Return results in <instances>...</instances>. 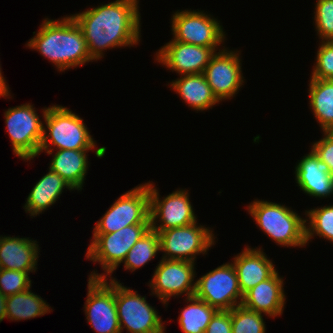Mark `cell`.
Wrapping results in <instances>:
<instances>
[{
	"label": "cell",
	"mask_w": 333,
	"mask_h": 333,
	"mask_svg": "<svg viewBox=\"0 0 333 333\" xmlns=\"http://www.w3.org/2000/svg\"><path fill=\"white\" fill-rule=\"evenodd\" d=\"M138 0H116L72 15L82 29L92 60L107 48L132 46L140 41Z\"/></svg>",
	"instance_id": "1"
},
{
	"label": "cell",
	"mask_w": 333,
	"mask_h": 333,
	"mask_svg": "<svg viewBox=\"0 0 333 333\" xmlns=\"http://www.w3.org/2000/svg\"><path fill=\"white\" fill-rule=\"evenodd\" d=\"M27 47L38 50L42 56L54 63L58 71L93 61L82 29L72 16L61 20L44 19Z\"/></svg>",
	"instance_id": "2"
},
{
	"label": "cell",
	"mask_w": 333,
	"mask_h": 333,
	"mask_svg": "<svg viewBox=\"0 0 333 333\" xmlns=\"http://www.w3.org/2000/svg\"><path fill=\"white\" fill-rule=\"evenodd\" d=\"M42 110L47 128H43L39 154L43 150L52 154L53 148H49L52 145L57 150H93L96 147L83 119L70 109L54 105Z\"/></svg>",
	"instance_id": "3"
},
{
	"label": "cell",
	"mask_w": 333,
	"mask_h": 333,
	"mask_svg": "<svg viewBox=\"0 0 333 333\" xmlns=\"http://www.w3.org/2000/svg\"><path fill=\"white\" fill-rule=\"evenodd\" d=\"M247 209L257 226L278 245L305 246L308 219L284 205L262 200L252 202Z\"/></svg>",
	"instance_id": "4"
},
{
	"label": "cell",
	"mask_w": 333,
	"mask_h": 333,
	"mask_svg": "<svg viewBox=\"0 0 333 333\" xmlns=\"http://www.w3.org/2000/svg\"><path fill=\"white\" fill-rule=\"evenodd\" d=\"M150 229V224H135L113 233L93 234L86 259L99 262L105 274L91 272L89 278H107L125 260L131 247ZM104 274V275H103ZM106 275V276H105Z\"/></svg>",
	"instance_id": "5"
},
{
	"label": "cell",
	"mask_w": 333,
	"mask_h": 333,
	"mask_svg": "<svg viewBox=\"0 0 333 333\" xmlns=\"http://www.w3.org/2000/svg\"><path fill=\"white\" fill-rule=\"evenodd\" d=\"M110 278L115 281V302L121 333L123 328L128 333H165L161 317L147 303L145 296Z\"/></svg>",
	"instance_id": "6"
},
{
	"label": "cell",
	"mask_w": 333,
	"mask_h": 333,
	"mask_svg": "<svg viewBox=\"0 0 333 333\" xmlns=\"http://www.w3.org/2000/svg\"><path fill=\"white\" fill-rule=\"evenodd\" d=\"M135 224H150L147 183L122 194L96 222L93 234L113 233Z\"/></svg>",
	"instance_id": "7"
},
{
	"label": "cell",
	"mask_w": 333,
	"mask_h": 333,
	"mask_svg": "<svg viewBox=\"0 0 333 333\" xmlns=\"http://www.w3.org/2000/svg\"><path fill=\"white\" fill-rule=\"evenodd\" d=\"M33 105L23 104L5 111L6 128L13 146V153L25 160L39 155L44 125Z\"/></svg>",
	"instance_id": "8"
},
{
	"label": "cell",
	"mask_w": 333,
	"mask_h": 333,
	"mask_svg": "<svg viewBox=\"0 0 333 333\" xmlns=\"http://www.w3.org/2000/svg\"><path fill=\"white\" fill-rule=\"evenodd\" d=\"M195 282L194 296L217 310H232L242 304L244 295L232 263L217 267Z\"/></svg>",
	"instance_id": "9"
},
{
	"label": "cell",
	"mask_w": 333,
	"mask_h": 333,
	"mask_svg": "<svg viewBox=\"0 0 333 333\" xmlns=\"http://www.w3.org/2000/svg\"><path fill=\"white\" fill-rule=\"evenodd\" d=\"M212 232L209 228L198 226L197 222L157 232L160 251L165 252L162 259L195 262L196 254H206L214 244Z\"/></svg>",
	"instance_id": "10"
},
{
	"label": "cell",
	"mask_w": 333,
	"mask_h": 333,
	"mask_svg": "<svg viewBox=\"0 0 333 333\" xmlns=\"http://www.w3.org/2000/svg\"><path fill=\"white\" fill-rule=\"evenodd\" d=\"M88 294L84 305L86 319L96 333H121L115 302V281L88 278Z\"/></svg>",
	"instance_id": "11"
},
{
	"label": "cell",
	"mask_w": 333,
	"mask_h": 333,
	"mask_svg": "<svg viewBox=\"0 0 333 333\" xmlns=\"http://www.w3.org/2000/svg\"><path fill=\"white\" fill-rule=\"evenodd\" d=\"M171 19L175 41L202 47H217L224 42L220 23L202 11H177Z\"/></svg>",
	"instance_id": "12"
},
{
	"label": "cell",
	"mask_w": 333,
	"mask_h": 333,
	"mask_svg": "<svg viewBox=\"0 0 333 333\" xmlns=\"http://www.w3.org/2000/svg\"><path fill=\"white\" fill-rule=\"evenodd\" d=\"M149 186V214L150 228L161 232L169 228L186 226L197 222L193 207L186 190H177L170 193L162 201L158 190L152 183ZM160 221L158 226L157 220ZM157 224V225H156Z\"/></svg>",
	"instance_id": "13"
},
{
	"label": "cell",
	"mask_w": 333,
	"mask_h": 333,
	"mask_svg": "<svg viewBox=\"0 0 333 333\" xmlns=\"http://www.w3.org/2000/svg\"><path fill=\"white\" fill-rule=\"evenodd\" d=\"M194 262L172 259H162L156 266L151 279L152 293L157 295L163 304H167L170 297L183 293L188 297L195 294Z\"/></svg>",
	"instance_id": "14"
},
{
	"label": "cell",
	"mask_w": 333,
	"mask_h": 333,
	"mask_svg": "<svg viewBox=\"0 0 333 333\" xmlns=\"http://www.w3.org/2000/svg\"><path fill=\"white\" fill-rule=\"evenodd\" d=\"M239 53L222 49L215 53L203 72L217 100L231 99L243 85Z\"/></svg>",
	"instance_id": "15"
},
{
	"label": "cell",
	"mask_w": 333,
	"mask_h": 333,
	"mask_svg": "<svg viewBox=\"0 0 333 333\" xmlns=\"http://www.w3.org/2000/svg\"><path fill=\"white\" fill-rule=\"evenodd\" d=\"M217 47H202L172 39L156 54V60L179 75L200 74L209 64Z\"/></svg>",
	"instance_id": "16"
},
{
	"label": "cell",
	"mask_w": 333,
	"mask_h": 333,
	"mask_svg": "<svg viewBox=\"0 0 333 333\" xmlns=\"http://www.w3.org/2000/svg\"><path fill=\"white\" fill-rule=\"evenodd\" d=\"M295 169L296 183L304 193L316 198L333 194V175L328 165L320 160L312 149L303 156Z\"/></svg>",
	"instance_id": "17"
},
{
	"label": "cell",
	"mask_w": 333,
	"mask_h": 333,
	"mask_svg": "<svg viewBox=\"0 0 333 333\" xmlns=\"http://www.w3.org/2000/svg\"><path fill=\"white\" fill-rule=\"evenodd\" d=\"M283 289V278L275 271L244 294L242 305L270 317L280 316L286 304Z\"/></svg>",
	"instance_id": "18"
},
{
	"label": "cell",
	"mask_w": 333,
	"mask_h": 333,
	"mask_svg": "<svg viewBox=\"0 0 333 333\" xmlns=\"http://www.w3.org/2000/svg\"><path fill=\"white\" fill-rule=\"evenodd\" d=\"M232 264L235 267L243 295L261 281L268 279L276 271L272 261L260 248L245 247L242 253L235 256Z\"/></svg>",
	"instance_id": "19"
},
{
	"label": "cell",
	"mask_w": 333,
	"mask_h": 333,
	"mask_svg": "<svg viewBox=\"0 0 333 333\" xmlns=\"http://www.w3.org/2000/svg\"><path fill=\"white\" fill-rule=\"evenodd\" d=\"M29 238L0 236V268L21 272H35L38 244Z\"/></svg>",
	"instance_id": "20"
},
{
	"label": "cell",
	"mask_w": 333,
	"mask_h": 333,
	"mask_svg": "<svg viewBox=\"0 0 333 333\" xmlns=\"http://www.w3.org/2000/svg\"><path fill=\"white\" fill-rule=\"evenodd\" d=\"M65 188L73 190L59 174L49 168V172L34 185L28 195L24 206L26 213L34 217L39 215L57 201Z\"/></svg>",
	"instance_id": "21"
},
{
	"label": "cell",
	"mask_w": 333,
	"mask_h": 333,
	"mask_svg": "<svg viewBox=\"0 0 333 333\" xmlns=\"http://www.w3.org/2000/svg\"><path fill=\"white\" fill-rule=\"evenodd\" d=\"M180 97L194 110H207L219 103L203 73L182 75L170 83Z\"/></svg>",
	"instance_id": "22"
},
{
	"label": "cell",
	"mask_w": 333,
	"mask_h": 333,
	"mask_svg": "<svg viewBox=\"0 0 333 333\" xmlns=\"http://www.w3.org/2000/svg\"><path fill=\"white\" fill-rule=\"evenodd\" d=\"M49 168L59 174L73 190H81L88 169L89 150H55Z\"/></svg>",
	"instance_id": "23"
},
{
	"label": "cell",
	"mask_w": 333,
	"mask_h": 333,
	"mask_svg": "<svg viewBox=\"0 0 333 333\" xmlns=\"http://www.w3.org/2000/svg\"><path fill=\"white\" fill-rule=\"evenodd\" d=\"M310 107L323 132H333V79H310Z\"/></svg>",
	"instance_id": "24"
},
{
	"label": "cell",
	"mask_w": 333,
	"mask_h": 333,
	"mask_svg": "<svg viewBox=\"0 0 333 333\" xmlns=\"http://www.w3.org/2000/svg\"><path fill=\"white\" fill-rule=\"evenodd\" d=\"M50 307L30 288L24 292L7 296L6 318L10 320H26L50 313Z\"/></svg>",
	"instance_id": "25"
},
{
	"label": "cell",
	"mask_w": 333,
	"mask_h": 333,
	"mask_svg": "<svg viewBox=\"0 0 333 333\" xmlns=\"http://www.w3.org/2000/svg\"><path fill=\"white\" fill-rule=\"evenodd\" d=\"M186 300L191 303L184 307L179 315L180 328L184 333H204L218 310L195 296Z\"/></svg>",
	"instance_id": "26"
},
{
	"label": "cell",
	"mask_w": 333,
	"mask_h": 333,
	"mask_svg": "<svg viewBox=\"0 0 333 333\" xmlns=\"http://www.w3.org/2000/svg\"><path fill=\"white\" fill-rule=\"evenodd\" d=\"M160 251V239L151 228L131 247L124 262V268L135 271L149 262Z\"/></svg>",
	"instance_id": "27"
},
{
	"label": "cell",
	"mask_w": 333,
	"mask_h": 333,
	"mask_svg": "<svg viewBox=\"0 0 333 333\" xmlns=\"http://www.w3.org/2000/svg\"><path fill=\"white\" fill-rule=\"evenodd\" d=\"M305 214L309 219V226L306 224V243L314 234L333 242V205L311 209Z\"/></svg>",
	"instance_id": "28"
},
{
	"label": "cell",
	"mask_w": 333,
	"mask_h": 333,
	"mask_svg": "<svg viewBox=\"0 0 333 333\" xmlns=\"http://www.w3.org/2000/svg\"><path fill=\"white\" fill-rule=\"evenodd\" d=\"M262 313L247 309L242 304L231 310L232 333H265Z\"/></svg>",
	"instance_id": "29"
},
{
	"label": "cell",
	"mask_w": 333,
	"mask_h": 333,
	"mask_svg": "<svg viewBox=\"0 0 333 333\" xmlns=\"http://www.w3.org/2000/svg\"><path fill=\"white\" fill-rule=\"evenodd\" d=\"M315 7L314 20L321 41H333V0H317Z\"/></svg>",
	"instance_id": "30"
},
{
	"label": "cell",
	"mask_w": 333,
	"mask_h": 333,
	"mask_svg": "<svg viewBox=\"0 0 333 333\" xmlns=\"http://www.w3.org/2000/svg\"><path fill=\"white\" fill-rule=\"evenodd\" d=\"M29 273L1 268L0 291L5 296H10L28 290L31 287Z\"/></svg>",
	"instance_id": "31"
},
{
	"label": "cell",
	"mask_w": 333,
	"mask_h": 333,
	"mask_svg": "<svg viewBox=\"0 0 333 333\" xmlns=\"http://www.w3.org/2000/svg\"><path fill=\"white\" fill-rule=\"evenodd\" d=\"M311 78L333 79V41H322Z\"/></svg>",
	"instance_id": "32"
},
{
	"label": "cell",
	"mask_w": 333,
	"mask_h": 333,
	"mask_svg": "<svg viewBox=\"0 0 333 333\" xmlns=\"http://www.w3.org/2000/svg\"><path fill=\"white\" fill-rule=\"evenodd\" d=\"M311 149L326 163L333 175V132H324V138L313 143Z\"/></svg>",
	"instance_id": "33"
},
{
	"label": "cell",
	"mask_w": 333,
	"mask_h": 333,
	"mask_svg": "<svg viewBox=\"0 0 333 333\" xmlns=\"http://www.w3.org/2000/svg\"><path fill=\"white\" fill-rule=\"evenodd\" d=\"M204 333H232L231 310H218Z\"/></svg>",
	"instance_id": "34"
},
{
	"label": "cell",
	"mask_w": 333,
	"mask_h": 333,
	"mask_svg": "<svg viewBox=\"0 0 333 333\" xmlns=\"http://www.w3.org/2000/svg\"><path fill=\"white\" fill-rule=\"evenodd\" d=\"M7 296L0 291V322L6 318Z\"/></svg>",
	"instance_id": "35"
},
{
	"label": "cell",
	"mask_w": 333,
	"mask_h": 333,
	"mask_svg": "<svg viewBox=\"0 0 333 333\" xmlns=\"http://www.w3.org/2000/svg\"><path fill=\"white\" fill-rule=\"evenodd\" d=\"M9 87L6 84L5 78L2 76L1 66H0V96L7 97L9 96Z\"/></svg>",
	"instance_id": "36"
}]
</instances>
